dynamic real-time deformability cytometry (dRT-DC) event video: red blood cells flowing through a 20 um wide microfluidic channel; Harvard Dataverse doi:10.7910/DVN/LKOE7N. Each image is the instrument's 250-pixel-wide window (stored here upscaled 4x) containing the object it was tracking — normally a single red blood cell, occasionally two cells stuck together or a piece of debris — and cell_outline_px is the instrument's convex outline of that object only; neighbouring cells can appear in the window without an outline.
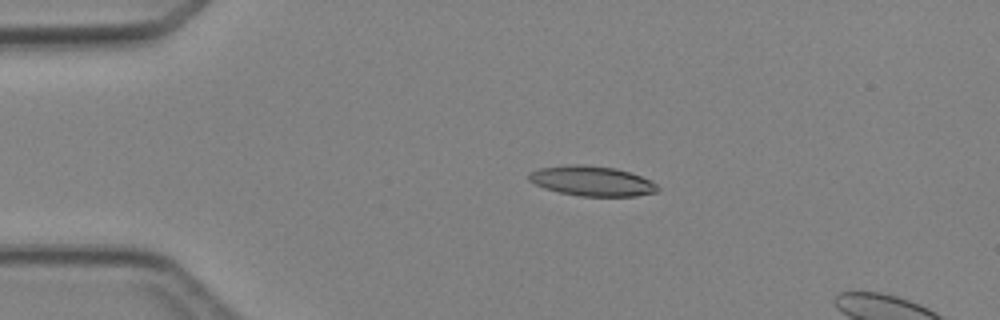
{"species": "Egyptian fruit bat (a non-hibernating species)", "species_latin": "Rousettus aegyptiacus", "temperature_condition": "cold", "stored_images_in_passage": 4, "camera_frame_rate_fps": 3000, "um_per_image_px": 0.085, "animal": {"sex": "female"}, "frame": {"image": 1, "passage_image": 3, "time_ms": 3.0, "image_size_px": [1000, 320], "cell_outline_px": [[660, 188], [656, 192], [636, 196], [580, 196], [560, 192], [544, 188], [528, 180], [528, 172], [540, 168], [572, 164], [584, 164], [616, 168], [640, 176], [656, 184]], "centroid_in_image_um": [50.29, 15.38], "position_along_channel_um": 34.7, "area_um2": 22.37}}